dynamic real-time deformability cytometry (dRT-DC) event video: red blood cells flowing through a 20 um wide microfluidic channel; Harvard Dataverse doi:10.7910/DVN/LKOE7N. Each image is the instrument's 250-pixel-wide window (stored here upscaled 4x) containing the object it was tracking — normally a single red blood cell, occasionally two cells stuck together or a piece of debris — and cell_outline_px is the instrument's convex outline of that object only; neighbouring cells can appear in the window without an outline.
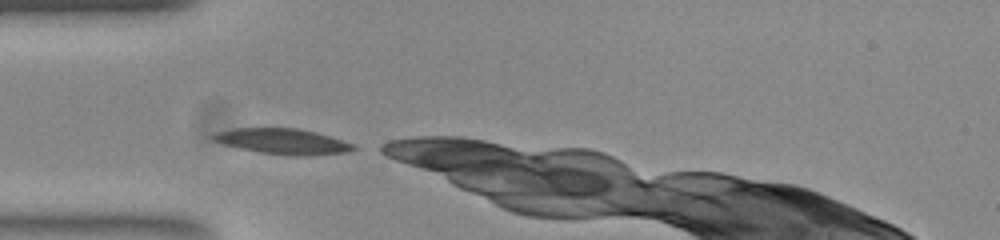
{"species": "common noctule bat (a hibernating species)", "species_latin": "Nyctalus noctula", "temperature_condition": "room temperature", "stored_images_in_passage": 35, "camera_frame_rate_fps": 3000, "um_per_image_px": 0.085, "animal": {"sex": "female", "body_mass_g": 23.0, "forearm_length_mm": 53.4}, "frame": {"image": 1, "passage_image": 1, "time_ms": 0.0, "image_size_px": [1000, 240], "cell_outline_px": [[356, 148], [344, 152], [308, 156], [300, 156], [260, 152], [224, 144], [212, 140], [212, 136], [216, 132], [236, 128], [296, 128], [316, 132], [352, 144]], "centroid_in_image_um": [24.0, 12.01], "position_along_channel_um": 61.0, "area_um2": 20.35}}
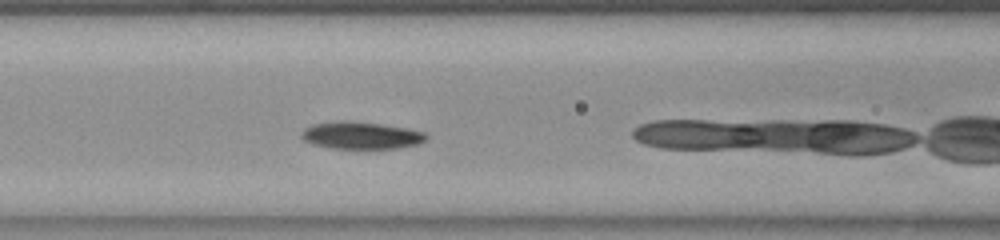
{"frame": {"image": 2, "passage_image": 7, "time_ms": 2.0, "image_size_px": [1000, 240], "cell_outline_px": [[428, 136], [424, 140], [416, 144], [396, 148], [336, 148], [316, 144], [304, 140], [300, 136], [304, 128], [312, 124], [340, 120], [348, 120], [380, 124], [408, 128], [424, 132]], "centroid_in_image_um": [30.68, 11.49], "position_along_channel_um": 135.9, "area_um2": 19.54}}
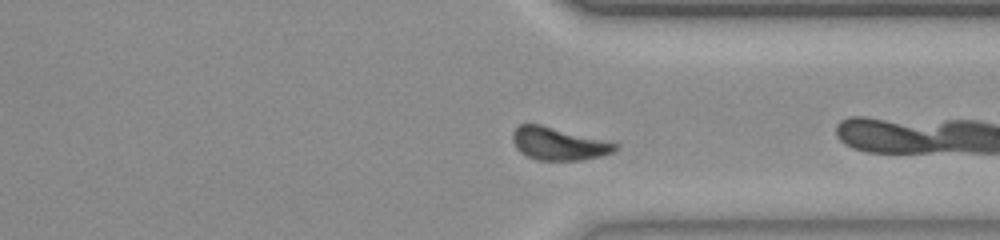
{"frame": {"image": 3, "passage_image": 25, "time_ms": 8.0, "image_size_px": [1000, 240], "cell_outline_px": [[620, 144], [612, 152], [600, 156], [580, 160], [536, 160], [520, 152], [516, 148], [512, 140], [512, 132], [520, 124], [540, 124]], "centroid_in_image_um": [47.44, 12.21], "position_along_channel_um": 364.0, "area_um2": 19.36}, "authors_computed_cell_mechanics": {"area_um2": 19.1318, "velocity_mm_per_s": 3.8144, "shape_relaxation_time_tau1_ms": 3.1414, "shape_relaxation_time_tau2_ms": 8.1365, "deformation_change_tau1": 0.0831, "deformation_change_tau2": 0.1554}}